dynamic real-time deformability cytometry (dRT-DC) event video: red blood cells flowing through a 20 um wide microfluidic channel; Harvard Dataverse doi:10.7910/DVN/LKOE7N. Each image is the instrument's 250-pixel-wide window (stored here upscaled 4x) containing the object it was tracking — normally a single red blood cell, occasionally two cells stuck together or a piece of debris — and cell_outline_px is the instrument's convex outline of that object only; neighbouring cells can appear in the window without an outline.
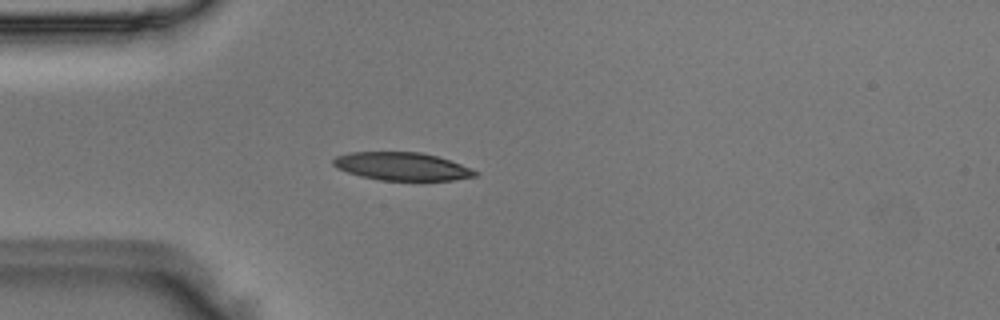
{"species": "Egyptian fruit bat (a non-hibernating species)", "species_latin": "Rousettus aegyptiacus", "temperature_condition": "room temperature", "stored_images_in_passage": 37, "camera_frame_rate_fps": 3000, "um_per_image_px": 0.085, "animal": {"sex": "male"}, "frame": {"image": 1, "passage_image": 1, "time_ms": 0.0, "image_size_px": [1000, 320], "cell_outline_px": [[480, 172], [476, 176], [452, 180], [380, 180], [360, 176], [336, 168], [332, 164], [332, 160], [336, 156], [352, 152], [420, 152], [436, 156], [472, 168]], "centroid_in_image_um": [34.16, 14.14], "position_along_channel_um": 50.8, "area_um2": 23.06}}
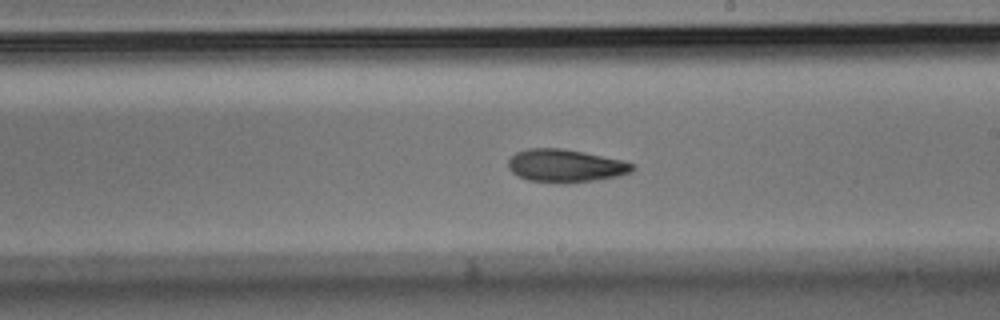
{"frame": {"image": 2, "passage_image": 16, "time_ms": 5.0, "image_size_px": [1000, 320], "cell_outline_px": [[636, 168], [632, 172], [620, 176], [564, 184], [528, 180], [516, 176], [508, 168], [508, 160], [516, 152], [528, 148], [560, 148], [584, 152], [620, 160], [632, 164]], "centroid_in_image_um": [48.03, 14.1], "position_along_channel_um": 241.0, "area_um2": 23.87}}
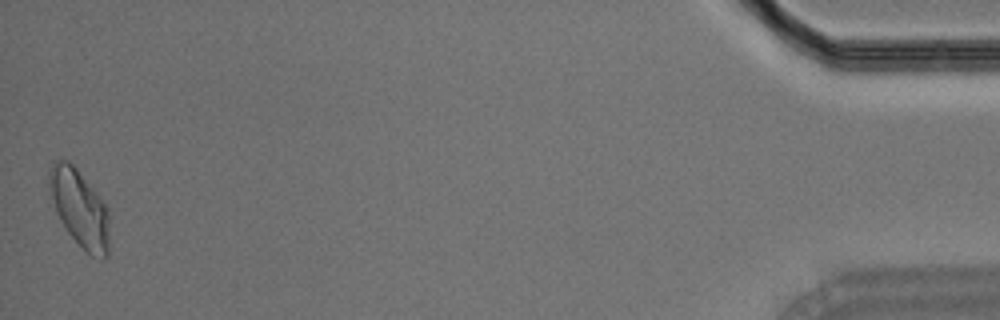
{"frame": {"image": 3, "passage_image": 37, "time_ms": 12.0, "image_size_px": [1000, 320], "cell_outline_px": [[108, 256], [92, 256], [68, 232], [60, 220], [56, 212], [48, 184], [48, 168], [52, 160], [68, 160], [76, 168], [108, 208]], "centroid_in_image_um": [6.72, 17.64], "position_along_channel_um": 428.5, "area_um2": 26.47}}